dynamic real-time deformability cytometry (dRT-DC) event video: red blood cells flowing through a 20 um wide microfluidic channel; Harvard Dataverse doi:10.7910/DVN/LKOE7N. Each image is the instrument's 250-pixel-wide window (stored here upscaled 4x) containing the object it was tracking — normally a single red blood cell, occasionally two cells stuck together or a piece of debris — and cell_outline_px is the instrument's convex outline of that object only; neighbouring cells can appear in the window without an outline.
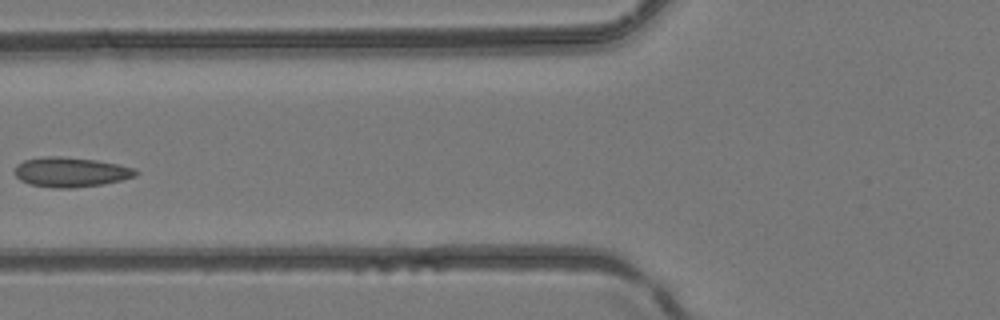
{"species": "common noctule bat (a hibernating species)", "species_latin": "Nyctalus noctula", "temperature_condition": "room temperature", "stored_images_in_passage": 6, "camera_frame_rate_fps": 3000, "um_per_image_px": 0.085, "animal": {"sex": "female", "body_mass_g": 24.6, "forearm_length_mm": 56.2}, "frame": {"image": 1, "passage_image": 6, "time_ms": 1.667, "image_size_px": [1000, 320], "cell_outline_px": [[140, 172], [136, 176], [104, 184], [72, 188], [52, 188], [32, 184], [20, 180], [16, 176], [16, 164], [24, 160], [44, 156], [60, 156], [96, 160], [136, 168]], "centroid_in_image_um": [6.03, 14.62], "position_along_channel_um": 119.8, "area_um2": 20.98}}